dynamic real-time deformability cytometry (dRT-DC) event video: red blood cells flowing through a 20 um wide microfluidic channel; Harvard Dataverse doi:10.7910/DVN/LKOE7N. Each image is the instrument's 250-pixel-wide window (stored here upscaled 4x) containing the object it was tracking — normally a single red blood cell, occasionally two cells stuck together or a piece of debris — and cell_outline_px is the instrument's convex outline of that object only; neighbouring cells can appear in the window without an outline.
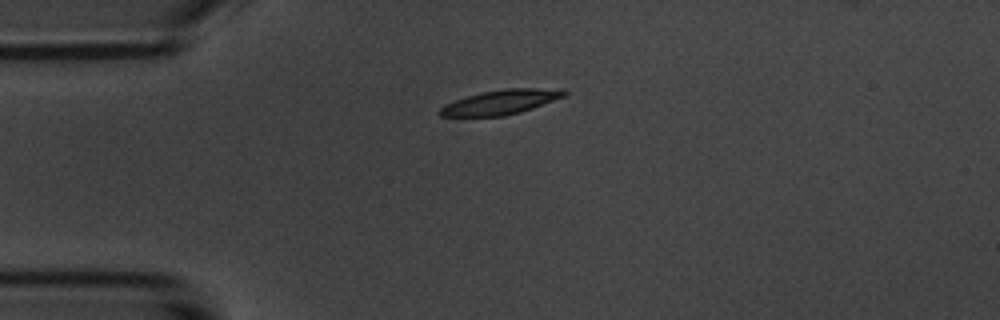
{"species": "common noctule bat (a hibernating species)", "species_latin": "Nyctalus noctula", "temperature_condition": "room temperature", "stored_images_in_passage": 14, "camera_frame_rate_fps": 3000, "um_per_image_px": 0.085, "animal": {"sex": "male", "body_mass_g": 20.1, "forearm_length_mm": 53.5}, "frame": {"image": 1, "passage_image": 3, "time_ms": 3.333, "image_size_px": [1000, 320], "cell_outline_px": [[568, 92], [564, 96], [532, 108], [520, 112], [504, 116], [440, 116], [436, 112], [444, 104], [468, 96], [484, 92], [504, 88], [564, 88]], "centroid_in_image_um": [42.57, 8.67], "position_along_channel_um": 42.4, "area_um2": 17.74}}
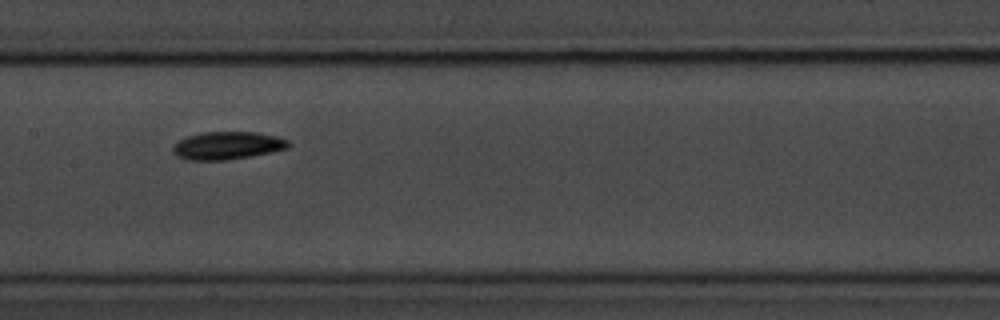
{"frame": {"image": 2, "passage_image": 7, "time_ms": 8.0, "image_size_px": [1000, 320], "cell_outline_px": [[292, 144], [288, 148], [252, 156], [228, 160], [184, 160], [176, 156], [172, 152], [172, 144], [188, 136], [200, 132], [260, 132], [276, 136], [288, 140]], "centroid_in_image_um": [19.31, 12.37], "position_along_channel_um": 188.1, "area_um2": 19.02}, "authors_computed_cell_mechanics": {"area_um2": 17.3978, "velocity_mm_per_s": 3.5746, "shape_relaxation_time_tau1_ms": 1.6263, "shape_relaxation_time_tau2_ms": null, "deformation_change_tau1": 0.0677, "deformation_change_tau2": null}}